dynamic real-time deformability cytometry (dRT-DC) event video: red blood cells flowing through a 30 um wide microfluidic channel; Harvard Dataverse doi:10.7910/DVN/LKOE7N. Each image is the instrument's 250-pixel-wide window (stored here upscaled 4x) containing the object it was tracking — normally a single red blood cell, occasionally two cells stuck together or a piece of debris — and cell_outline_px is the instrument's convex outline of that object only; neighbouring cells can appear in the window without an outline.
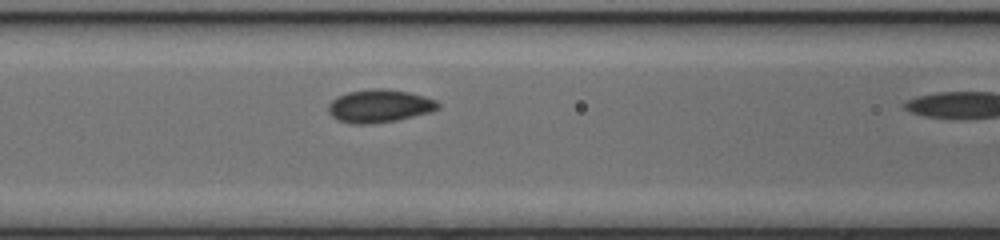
{"species": "common noctule bat (a hibernating species)", "species_latin": "Nyctalus noctula", "temperature_condition": "cold", "stored_images_in_passage": 11, "camera_frame_rate_fps": 3000, "um_per_image_px": 0.085, "animal": {"sex": "female", "body_mass_g": 17.0, "forearm_length_mm": 48.0}, "frame": {"image": 1, "passage_image": 10, "time_ms": 3.0, "image_size_px": [1000, 240], "cell_outline_px": [[440, 108], [428, 112], [396, 120], [368, 124], [352, 124], [336, 120], [328, 112], [328, 104], [336, 96], [348, 92], [376, 88], [384, 88], [408, 92], [424, 96], [436, 100], [440, 104]], "centroid_in_image_um": [32.21, 9.01], "position_along_channel_um": 134.4, "area_um2": 21.04}}